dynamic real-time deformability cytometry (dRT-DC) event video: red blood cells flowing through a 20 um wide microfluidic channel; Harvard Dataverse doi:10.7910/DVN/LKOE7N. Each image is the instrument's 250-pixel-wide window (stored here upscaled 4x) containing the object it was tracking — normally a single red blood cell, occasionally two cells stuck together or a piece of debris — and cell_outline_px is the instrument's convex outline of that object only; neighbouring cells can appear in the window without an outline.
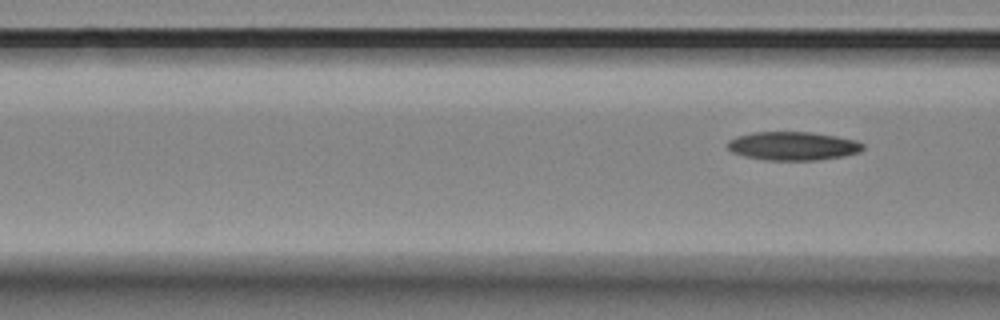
{"species": "Egyptian fruit bat (a non-hibernating species)", "species_latin": "Rousettus aegyptiacus", "temperature_condition": "room temperature", "stored_images_in_passage": 5, "segment_of_instrument_passage": [2, 2], "camera_frame_rate_fps": 3000, "um_per_image_px": 0.085, "animal": {"sex": "female"}, "frame": {"image": 1, "passage_image": 5, "time_ms": 1.333, "image_size_px": [1000, 320], "cell_outline_px": [[864, 148], [860, 152], [844, 156], [820, 160], [764, 160], [744, 156], [732, 152], [728, 148], [728, 140], [736, 136], [752, 132], [812, 132], [836, 136], [856, 140], [864, 144]], "centroid_in_image_um": [67.41, 12.41], "position_along_channel_um": 99.2, "area_um2": 22.72}}